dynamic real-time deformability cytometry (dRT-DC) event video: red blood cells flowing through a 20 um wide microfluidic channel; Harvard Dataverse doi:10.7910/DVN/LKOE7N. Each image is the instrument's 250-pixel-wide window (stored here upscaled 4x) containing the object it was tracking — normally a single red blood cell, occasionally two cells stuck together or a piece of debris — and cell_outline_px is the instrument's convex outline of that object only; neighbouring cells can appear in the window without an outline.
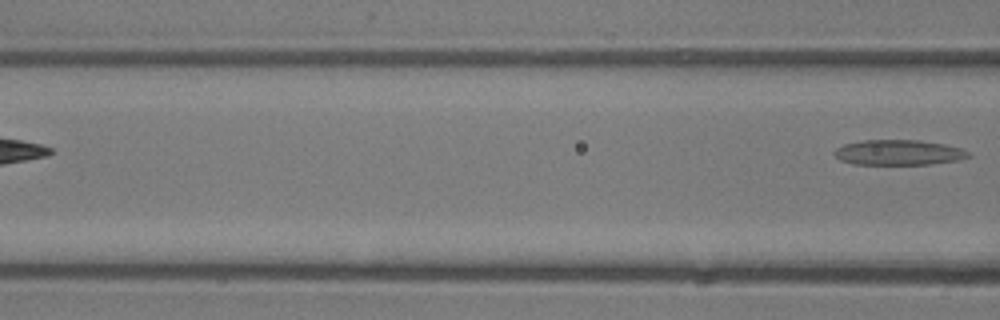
{"species": "common noctule bat (a hibernating species)", "species_latin": "Nyctalus noctula", "temperature_condition": "room temperature", "stored_images_in_passage": 4, "camera_frame_rate_fps": 3000, "um_per_image_px": 0.085, "animal": {"sex": "male", "body_mass_g": 13.3}, "frame": {"image": 1, "passage_image": 4, "time_ms": 3.667, "image_size_px": [1000, 320], "cell_outline_px": [[972, 156], [960, 160], [932, 164], [852, 164], [840, 160], [832, 152], [836, 148], [844, 144], [860, 140], [920, 140], [944, 144], [960, 148], [968, 152]], "centroid_in_image_um": [76.37, 12.96], "position_along_channel_um": 90.2, "area_um2": 19.83}}